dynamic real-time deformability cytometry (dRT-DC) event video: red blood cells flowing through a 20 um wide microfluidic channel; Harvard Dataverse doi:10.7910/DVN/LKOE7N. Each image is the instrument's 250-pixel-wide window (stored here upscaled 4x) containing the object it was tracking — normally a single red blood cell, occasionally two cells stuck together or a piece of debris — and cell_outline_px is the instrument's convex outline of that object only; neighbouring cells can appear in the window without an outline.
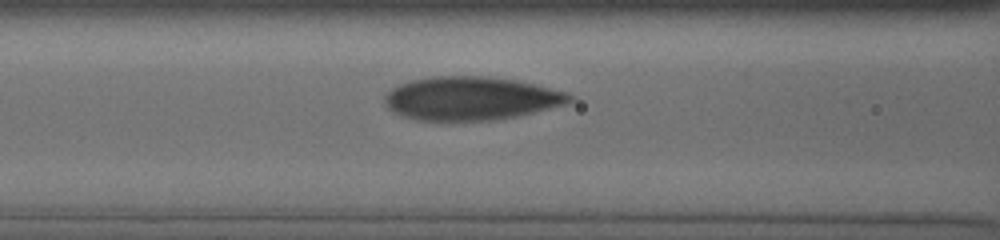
{"species": "human", "species_latin": "Homo sapiens", "temperature_condition": "cold", "stored_images_in_passage": 9, "camera_frame_rate_fps": 3000, "um_per_image_px": 0.085, "donor": {"sex": "male"}, "frame": {"image": 1, "passage_image": 8, "time_ms": 2.333, "image_size_px": [1000, 240], "cell_outline_px": [[572, 100], [564, 104], [516, 116], [488, 120], [416, 120], [400, 116], [388, 108], [384, 100], [384, 96], [392, 88], [400, 84], [412, 80], [432, 76], [484, 76], [516, 80], [564, 92], [572, 96]], "centroid_in_image_um": [39.95, 8.36], "position_along_channel_um": 126.7, "area_um2": 46.18}}